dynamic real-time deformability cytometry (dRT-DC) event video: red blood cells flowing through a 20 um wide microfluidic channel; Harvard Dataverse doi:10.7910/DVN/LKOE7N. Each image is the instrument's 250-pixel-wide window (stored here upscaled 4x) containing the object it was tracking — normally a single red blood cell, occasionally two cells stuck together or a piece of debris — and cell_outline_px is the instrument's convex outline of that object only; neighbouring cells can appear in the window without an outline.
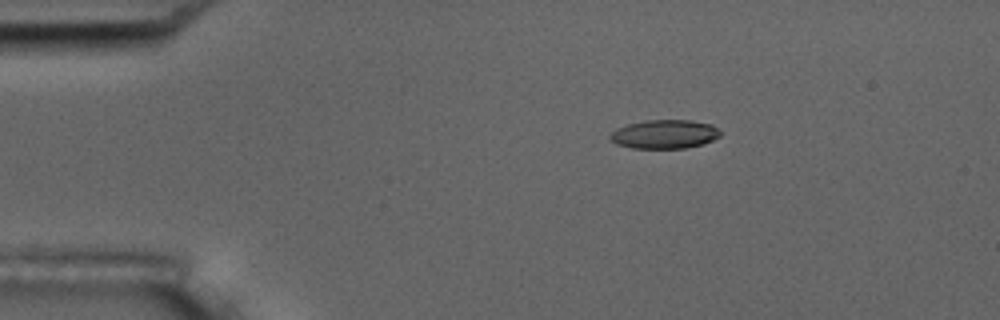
{"species": "common noctule bat (a hibernating species)", "species_latin": "Nyctalus noctula", "temperature_condition": "room temperature", "stored_images_in_passage": 5, "camera_frame_rate_fps": 3000, "um_per_image_px": 0.085, "animal": {"sex": "male", "body_mass_g": 17.5, "forearm_length_mm": 52.3}, "frame": {"image": 1, "passage_image": 3, "time_ms": 2.333, "image_size_px": [1000, 320], "cell_outline_px": [[720, 136], [704, 144], [684, 148], [632, 148], [616, 144], [608, 136], [616, 128], [628, 124], [644, 120], [692, 120], [712, 124], [720, 132]], "centroid_in_image_um": [56.48, 11.4], "position_along_channel_um": 28.5, "area_um2": 18.55}}
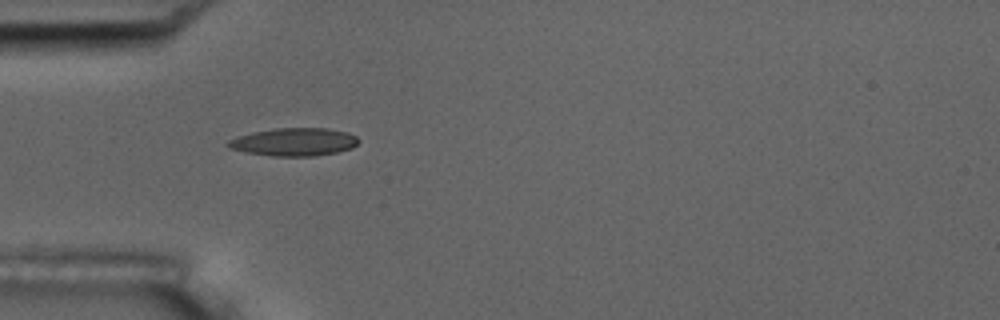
{"frame": {"image": 2, "passage_image": 5, "time_ms": 4.667, "image_size_px": [1000, 320], "cell_outline_px": [[360, 140], [352, 148], [336, 152], [316, 156], [272, 156], [244, 152], [228, 148], [224, 144], [228, 140], [236, 136], [252, 132], [276, 128], [328, 128], [348, 132], [356, 136]], "centroid_in_image_um": [24.96, 12.06], "position_along_channel_um": 60.0, "area_um2": 21.5}}